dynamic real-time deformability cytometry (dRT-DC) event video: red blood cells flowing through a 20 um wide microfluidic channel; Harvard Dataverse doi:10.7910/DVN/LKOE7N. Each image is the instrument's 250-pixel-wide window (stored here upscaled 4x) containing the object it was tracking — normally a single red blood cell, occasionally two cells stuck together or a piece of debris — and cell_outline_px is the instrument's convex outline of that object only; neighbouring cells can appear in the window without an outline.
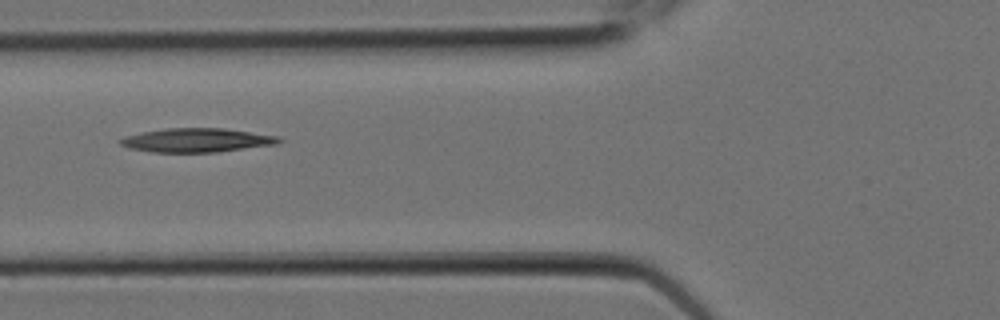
{"species": "Egyptian fruit bat (a non-hibernating species)", "species_latin": "Rousettus aegyptiacus", "temperature_condition": "room temperature", "stored_images_in_passage": 9, "camera_frame_rate_fps": 3000, "um_per_image_px": 0.085, "animal": {"sex": "female"}, "frame": {"image": 1, "passage_image": 6, "time_ms": 1.667, "image_size_px": [1000, 320], "cell_outline_px": [[284, 140], [276, 144], [220, 152], [152, 152], [132, 148], [120, 144], [116, 140], [124, 136], [144, 132], [168, 128], [224, 128], [280, 136]], "centroid_in_image_um": [16.77, 11.91], "position_along_channel_um": 109.0, "area_um2": 22.14}}
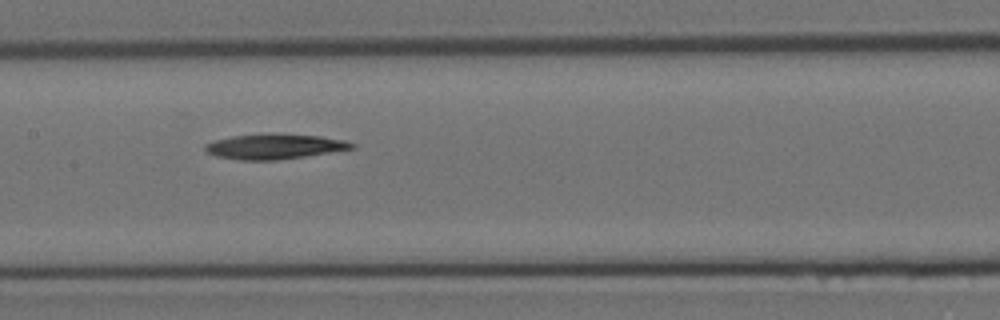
{"frame": {"image": 2, "passage_image": 8, "time_ms": 2.333, "image_size_px": [1000, 320], "cell_outline_px": [[356, 148], [304, 156], [276, 160], [240, 160], [216, 156], [208, 152], [204, 148], [204, 144], [216, 140], [232, 136], [264, 132], [320, 136], [344, 140], [356, 144]], "centroid_in_image_um": [23.33, 12.43], "position_along_channel_um": 184.1, "area_um2": 21.62}}
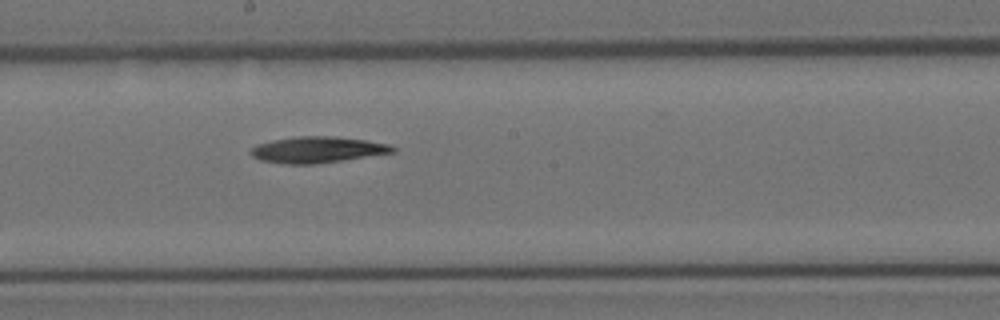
{"frame": {"image": 3, "passage_image": 9, "time_ms": 2.667, "image_size_px": [1000, 320], "cell_outline_px": [[396, 152], [316, 164], [284, 164], [260, 160], [252, 156], [248, 152], [256, 144], [272, 140], [300, 136], [336, 136], [364, 140], [388, 144], [396, 148]], "centroid_in_image_um": [26.95, 12.73], "position_along_channel_um": 221.2, "area_um2": 21.68}}